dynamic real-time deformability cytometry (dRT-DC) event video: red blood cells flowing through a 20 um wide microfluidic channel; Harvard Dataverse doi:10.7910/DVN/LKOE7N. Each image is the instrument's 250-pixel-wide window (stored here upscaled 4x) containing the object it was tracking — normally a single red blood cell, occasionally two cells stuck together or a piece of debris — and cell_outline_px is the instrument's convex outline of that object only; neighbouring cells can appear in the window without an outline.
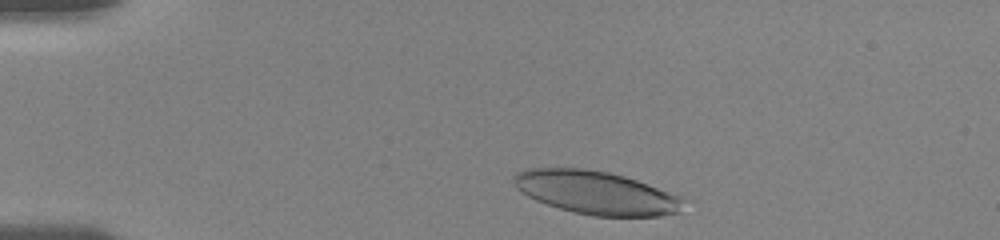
{"species": "human", "species_latin": "Homo sapiens", "temperature_condition": "room temperature", "stored_images_in_passage": 29, "camera_frame_rate_fps": 3000, "um_per_image_px": 0.085, "donor": {"sex": "female"}, "frame": {"image": 1, "passage_image": 2, "time_ms": 0.333, "image_size_px": [1000, 240], "cell_outline_px": [[684, 200], [680, 212], [660, 216], [592, 216], [572, 212], [536, 200], [528, 196], [516, 188], [512, 180], [512, 176], [516, 172], [528, 168], [580, 168], [608, 172], [624, 176], [684, 196]], "centroid_in_image_um": [50.68, 16.37], "position_along_channel_um": 34.3, "area_um2": 42.89}}
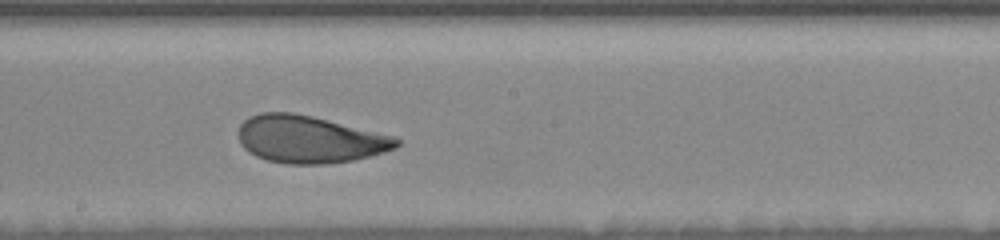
{"frame": {"image": 2, "passage_image": 15, "time_ms": 7.0, "image_size_px": [1000, 240], "cell_outline_px": [[400, 144], [396, 148], [384, 152], [352, 160], [324, 164], [284, 164], [268, 160], [256, 156], [248, 152], [240, 144], [240, 124], [248, 116], [260, 112], [292, 112], [312, 116], [392, 136], [400, 140]], "centroid_in_image_um": [26.27, 11.84], "position_along_channel_um": 221.9, "area_um2": 43.35}}
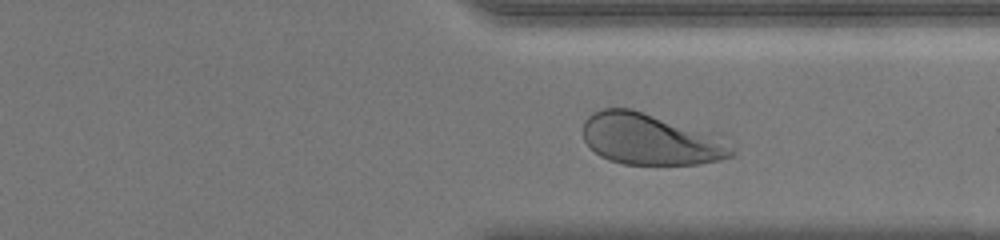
{"frame": {"image": 3, "passage_image": 24, "time_ms": 10.667, "image_size_px": [1000, 240], "cell_outline_px": [[736, 152], [732, 156], [720, 160], [700, 164], [624, 164], [608, 160], [600, 156], [584, 140], [584, 120], [592, 112], [604, 108], [632, 108], [736, 148]], "centroid_in_image_um": [55.12, 11.88], "position_along_channel_um": 356.3, "area_um2": 42.31}, "authors_computed_cell_mechanics": {"area_um2": 43.4656, "velocity_mm_per_s": 3.6605, "shape_relaxation_time_tau1_ms": 2.6548, "shape_relaxation_time_tau2_ms": 1.2218, "deformation_change_tau1": 0.164, "deformation_change_tau2": 0.0795}}